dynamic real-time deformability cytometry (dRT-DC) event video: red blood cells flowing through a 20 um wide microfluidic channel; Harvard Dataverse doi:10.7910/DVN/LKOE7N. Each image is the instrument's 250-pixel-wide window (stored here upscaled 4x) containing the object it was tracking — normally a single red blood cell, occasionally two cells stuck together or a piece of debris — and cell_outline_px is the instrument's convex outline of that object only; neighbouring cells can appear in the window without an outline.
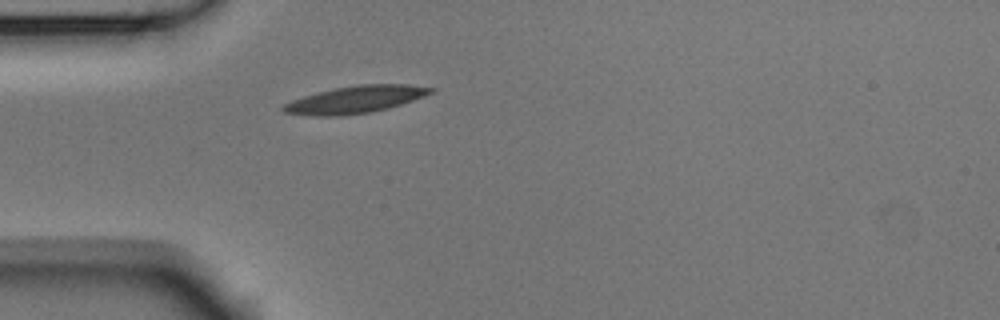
{"species": "Egyptian fruit bat (a non-hibernating species)", "species_latin": "Rousettus aegyptiacus", "temperature_condition": "room temperature", "stored_images_in_passage": 1, "camera_frame_rate_fps": 3000, "um_per_image_px": 0.085, "animal": {"sex": "male"}, "frame": {"image": 1, "passage_image": 1, "time_ms": 0.0, "image_size_px": [1000, 320], "cell_outline_px": [[436, 88], [432, 92], [424, 96], [388, 108], [368, 112], [336, 116], [316, 116], [284, 112], [280, 108], [284, 104], [292, 100], [304, 96], [332, 88], [356, 84], [408, 84]], "centroid_in_image_um": [30.19, 8.44], "position_along_channel_um": 54.8, "area_um2": 23.18}}